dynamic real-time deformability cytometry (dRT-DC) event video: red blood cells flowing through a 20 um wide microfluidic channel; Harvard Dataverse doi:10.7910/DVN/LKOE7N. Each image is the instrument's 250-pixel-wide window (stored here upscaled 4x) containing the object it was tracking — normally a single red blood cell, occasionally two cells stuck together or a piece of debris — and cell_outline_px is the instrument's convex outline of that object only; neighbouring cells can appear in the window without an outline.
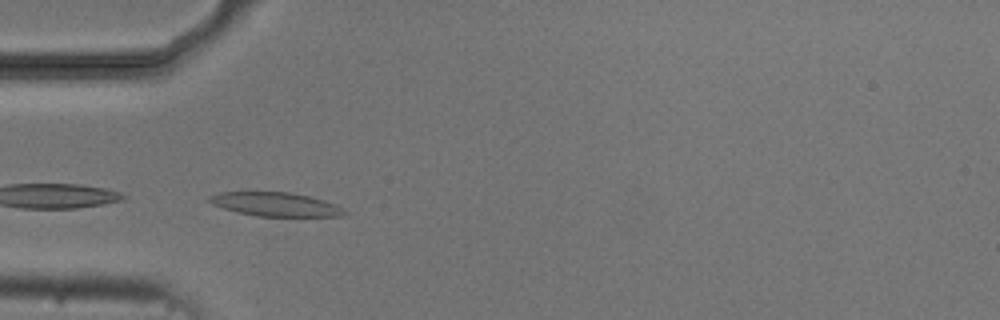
{"species": "common noctule bat (a hibernating species)", "species_latin": "Nyctalus noctula", "temperature_condition": "cold", "stored_images_in_passage": 5, "camera_frame_rate_fps": 3000, "um_per_image_px": 0.085, "animal": {"sex": "male", "body_mass_g": 20.5, "forearm_length_mm": 52.5}, "frame": {"image": 1, "passage_image": 4, "time_ms": 4.667, "image_size_px": [1000, 320], "cell_outline_px": [[348, 212], [340, 216], [256, 216], [236, 212], [212, 204], [208, 200], [208, 196], [220, 192], [288, 192], [308, 196], [324, 200], [336, 204]], "centroid_in_image_um": [23.4, 17.36], "position_along_channel_um": 61.6, "area_um2": 18.67}}